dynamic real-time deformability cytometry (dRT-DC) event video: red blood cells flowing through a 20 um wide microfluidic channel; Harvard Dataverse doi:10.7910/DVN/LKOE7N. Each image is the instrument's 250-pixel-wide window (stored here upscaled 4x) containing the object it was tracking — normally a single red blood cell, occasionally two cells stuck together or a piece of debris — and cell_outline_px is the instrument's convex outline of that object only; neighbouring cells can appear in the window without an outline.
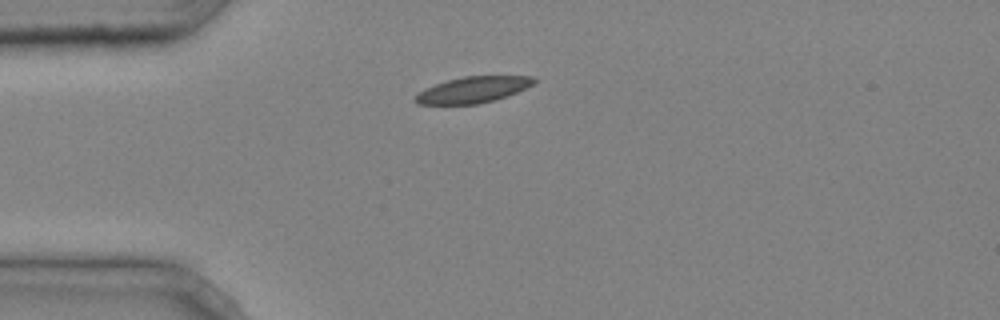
{"species": "common noctule bat (a hibernating species)", "species_latin": "Nyctalus noctula", "temperature_condition": "cold", "stored_images_in_passage": 3, "camera_frame_rate_fps": 3000, "um_per_image_px": 0.085, "animal": {"sex": "male", "body_mass_g": 20.4}, "frame": {"image": 1, "passage_image": 3, "time_ms": 0.667, "image_size_px": [1000, 320], "cell_outline_px": [[536, 80], [532, 84], [508, 96], [496, 100], [480, 104], [416, 104], [412, 100], [424, 88], [448, 80], [464, 76], [532, 76]], "centroid_in_image_um": [40.18, 7.64], "position_along_channel_um": 44.8, "area_um2": 17.98}}